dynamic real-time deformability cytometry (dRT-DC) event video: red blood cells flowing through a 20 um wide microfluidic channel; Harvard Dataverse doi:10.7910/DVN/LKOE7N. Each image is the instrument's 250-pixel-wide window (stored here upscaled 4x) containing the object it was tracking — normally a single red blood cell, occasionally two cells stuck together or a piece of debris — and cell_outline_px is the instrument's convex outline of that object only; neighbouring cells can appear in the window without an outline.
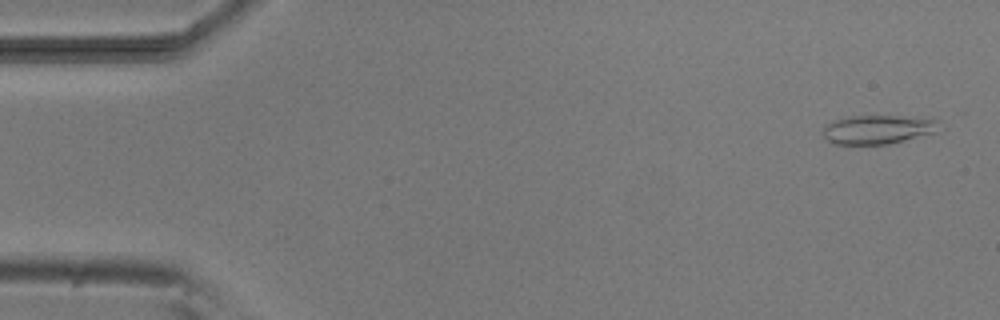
{"species": "common noctule bat (a hibernating species)", "species_latin": "Nyctalus noctula", "temperature_condition": "room temperature", "stored_images_in_passage": 4, "camera_frame_rate_fps": 3000, "um_per_image_px": 0.085, "animal": {"sex": "male", "body_mass_g": 20.5, "forearm_length_mm": 52.5}, "frame": {"image": 1, "passage_image": 1, "time_ms": 0.0, "image_size_px": [1000, 320], "cell_outline_px": [[940, 120], [936, 132], [888, 144], [832, 144], [824, 136], [824, 128], [828, 124], [836, 120], [848, 116], [896, 116]], "centroid_in_image_um": [74.61, 11.01], "position_along_channel_um": 10.4, "area_um2": 19.19}}